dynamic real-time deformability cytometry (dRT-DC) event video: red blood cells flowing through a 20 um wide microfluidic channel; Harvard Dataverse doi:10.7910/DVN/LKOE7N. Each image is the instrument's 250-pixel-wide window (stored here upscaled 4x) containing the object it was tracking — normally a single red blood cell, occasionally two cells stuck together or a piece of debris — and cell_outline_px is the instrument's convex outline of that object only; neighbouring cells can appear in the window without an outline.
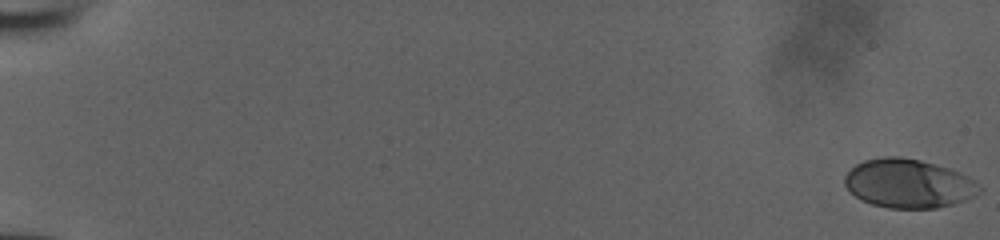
{"species": "human", "species_latin": "Homo sapiens", "temperature_condition": "room temperature", "stored_images_in_passage": 53, "camera_frame_rate_fps": 3000, "um_per_image_px": 0.085, "donor": {"sex": "male"}, "frame": {"image": 1, "passage_image": 1, "time_ms": 0.0, "image_size_px": [1000, 240], "cell_outline_px": [[980, 192], [976, 196], [952, 204], [936, 208], [888, 208], [872, 204], [860, 200], [844, 184], [844, 176], [856, 164], [864, 160], [884, 156], [900, 156], [920, 160], [948, 168], [960, 172], [968, 176], [980, 188]], "centroid_in_image_um": [77.2, 15.59], "position_along_channel_um": 7.8, "area_um2": 38.21}}
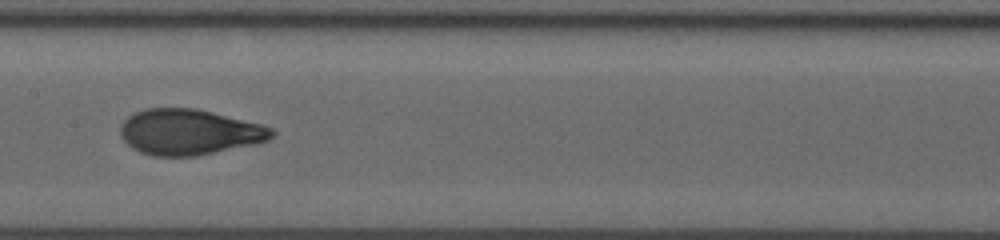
{"frame": {"image": 2, "passage_image": 30, "time_ms": 9.667, "image_size_px": [1000, 240], "cell_outline_px": [[276, 132], [268, 140], [256, 144], [196, 156], [152, 156], [140, 152], [132, 148], [120, 136], [120, 128], [124, 120], [128, 116], [144, 108], [196, 108], [260, 124], [272, 128]], "centroid_in_image_um": [16.07, 11.23], "position_along_channel_um": 191.3, "area_um2": 40.29}}
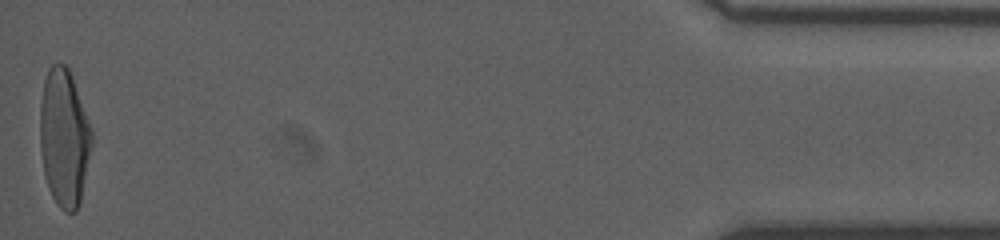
{"frame": {"image": 3, "passage_image": 53, "time_ms": 17.333, "image_size_px": [1000, 240], "cell_outline_px": [[92, 144], [80, 204], [76, 212], [64, 212], [56, 204], [48, 188], [44, 176], [40, 148], [40, 104], [44, 80], [48, 68], [56, 60], [64, 64], [68, 68], [72, 76], [92, 128]], "centroid_in_image_um": [5.45, 11.71], "position_along_channel_um": 429.8, "area_um2": 41.96}}